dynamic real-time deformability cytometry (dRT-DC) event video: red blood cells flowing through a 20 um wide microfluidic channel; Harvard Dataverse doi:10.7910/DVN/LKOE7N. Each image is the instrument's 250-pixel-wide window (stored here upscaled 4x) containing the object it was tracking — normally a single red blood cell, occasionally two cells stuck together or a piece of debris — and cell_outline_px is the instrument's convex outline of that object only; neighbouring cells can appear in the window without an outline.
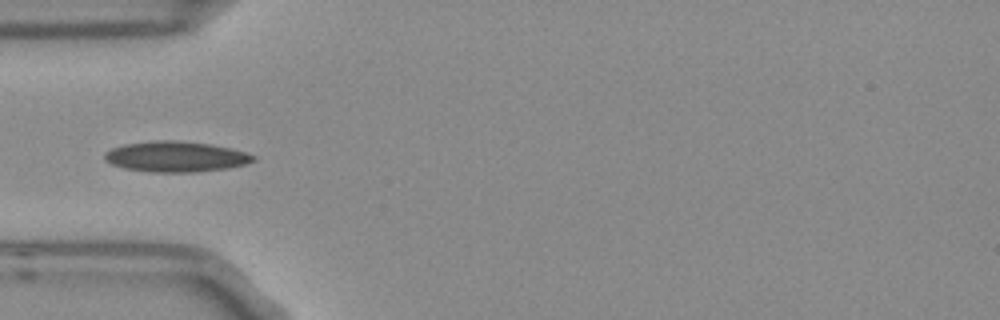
{"species": "Egyptian fruit bat (a non-hibernating species)", "species_latin": "Rousettus aegyptiacus", "temperature_condition": "room temperature", "stored_images_in_passage": 5, "camera_frame_rate_fps": 3000, "um_per_image_px": 0.085, "frame": {"image": 1, "passage_image": 4, "time_ms": 1.0, "image_size_px": [1000, 320], "cell_outline_px": [[256, 160], [244, 164], [228, 168], [196, 172], [148, 172], [124, 168], [112, 164], [104, 160], [104, 152], [112, 148], [124, 144], [156, 140], [176, 140], [212, 144], [244, 152], [256, 156]], "centroid_in_image_um": [14.91, 13.31], "position_along_channel_um": 70.1, "area_um2": 26.53}}
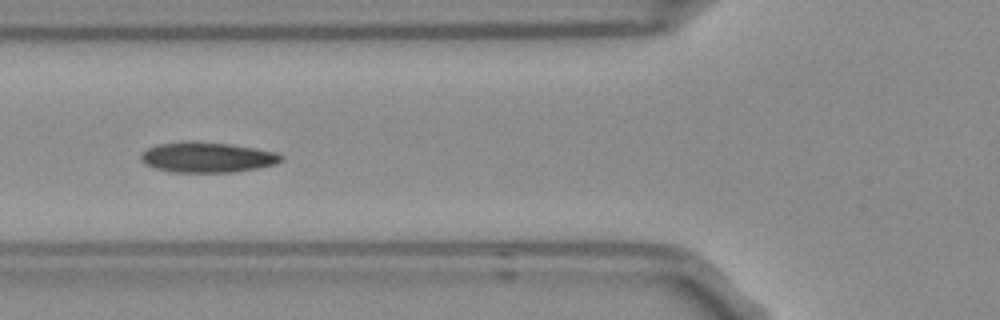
{"frame": {"image": 2, "passage_image": 5, "time_ms": 1.333, "image_size_px": [1000, 320], "cell_outline_px": [[284, 160], [276, 164], [236, 172], [172, 172], [156, 168], [144, 164], [140, 160], [140, 156], [148, 148], [156, 144], [228, 144], [276, 152], [284, 156]], "centroid_in_image_um": [17.66, 13.42], "position_along_channel_um": 108.1, "area_um2": 23.81}}